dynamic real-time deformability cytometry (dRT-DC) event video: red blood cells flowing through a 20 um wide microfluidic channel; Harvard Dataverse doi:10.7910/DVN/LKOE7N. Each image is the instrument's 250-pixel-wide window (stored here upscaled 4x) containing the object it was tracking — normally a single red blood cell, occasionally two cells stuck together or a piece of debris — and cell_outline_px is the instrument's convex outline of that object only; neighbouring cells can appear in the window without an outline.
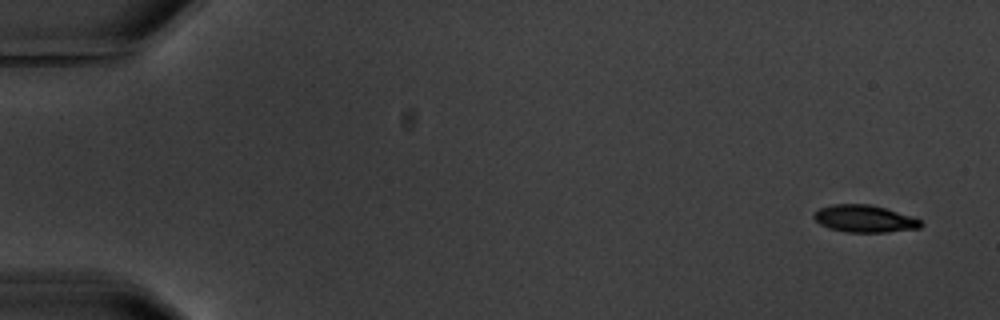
{"species": "common noctule bat (a hibernating species)", "species_latin": "Nyctalus noctula", "temperature_condition": "warm", "stored_images_in_passage": 5, "camera_frame_rate_fps": 3000, "um_per_image_px": 0.085, "animal": {"sex": "male", "body_mass_g": 20.1, "forearm_length_mm": 53.5}, "frame": {"image": 1, "passage_image": 1, "time_ms": 0.0, "image_size_px": [1000, 320], "cell_outline_px": [[924, 224], [920, 228], [888, 232], [844, 232], [828, 228], [820, 224], [812, 216], [812, 212], [820, 208], [836, 204], [868, 204], [884, 208], [912, 216], [920, 220]], "centroid_in_image_um": [73.47, 18.6], "position_along_channel_um": 11.5, "area_um2": 16.99}}
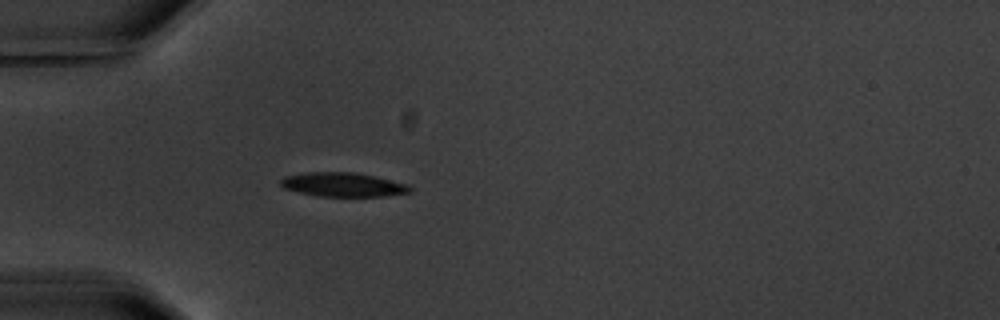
{"frame": {"image": 2, "passage_image": 5, "time_ms": 5.0, "image_size_px": [1000, 320], "cell_outline_px": [[412, 192], [384, 196], [316, 196], [284, 188], [280, 184], [280, 180], [284, 176], [304, 172], [356, 172], [408, 184], [412, 188]], "centroid_in_image_um": [29.15, 15.69], "position_along_channel_um": 55.9, "area_um2": 18.15}}